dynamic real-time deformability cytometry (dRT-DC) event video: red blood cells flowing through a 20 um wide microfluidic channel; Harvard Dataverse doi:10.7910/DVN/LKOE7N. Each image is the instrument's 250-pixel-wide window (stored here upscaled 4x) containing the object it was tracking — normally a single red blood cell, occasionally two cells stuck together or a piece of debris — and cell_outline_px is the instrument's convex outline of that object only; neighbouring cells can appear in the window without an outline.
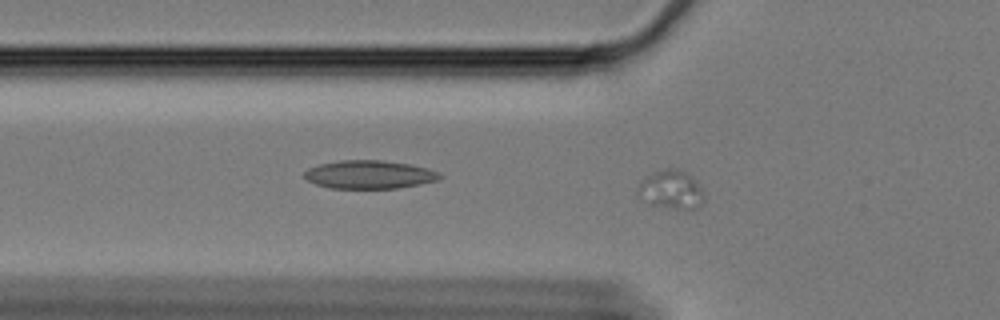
{"species": "Egyptian fruit bat (a non-hibernating species)", "species_latin": "Rousettus aegyptiacus", "temperature_condition": "cold", "stored_images_in_passage": 52, "camera_frame_rate_fps": 3000, "um_per_image_px": 0.085, "animal": {"sex": "female"}, "frame": {"image": 1, "passage_image": 6, "time_ms": 1.667, "image_size_px": [1000, 320], "cell_outline_px": [[704, 204], [700, 208], [692, 212], [684, 212], [648, 204], [640, 200], [636, 196], [636, 188], [648, 176], [656, 172], [668, 168], [672, 168], [688, 176], [704, 192]], "centroid_in_image_um": [57.04, 16.26], "position_along_channel_um": 68.8, "area_um2": 15.26}}
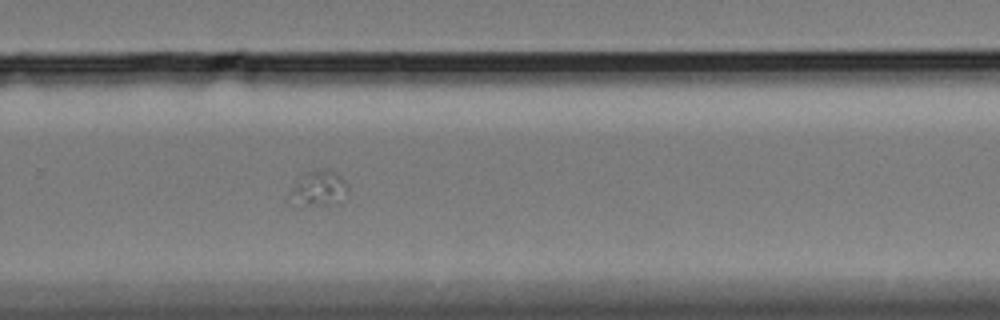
{"frame": {"image": 2, "passage_image": 29, "time_ms": 9.333, "image_size_px": [1000, 320], "cell_outline_px": [[348, 192], [340, 204], [304, 204], [292, 192], [292, 188], [296, 180], [308, 172], [324, 172], [340, 176], [344, 180], [348, 188]], "centroid_in_image_um": [27.23, 16.03], "position_along_channel_um": 302.6, "area_um2": 10.64}}
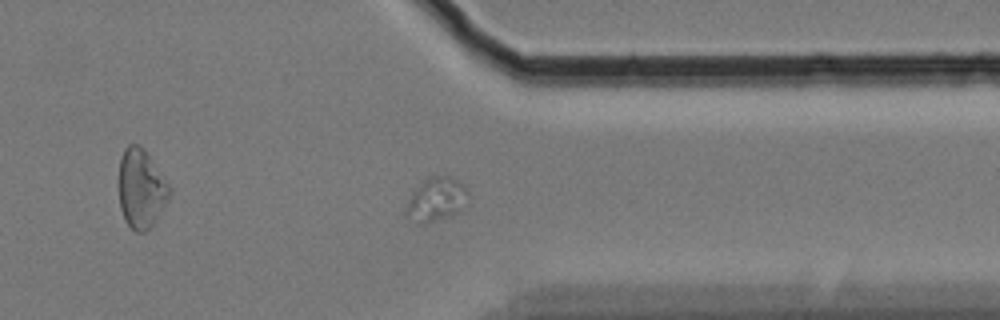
{"frame": {"image": 3, "passage_image": 36, "time_ms": 11.667, "image_size_px": [1000, 320], "cell_outline_px": [[468, 204], [464, 208], [452, 216], [424, 224], [416, 224], [404, 216], [404, 212], [408, 200], [412, 192], [416, 188], [432, 176], [448, 176], [464, 184], [468, 192]], "centroid_in_image_um": [37.08, 17.01], "position_along_channel_um": 374.3, "area_um2": 16.13}}